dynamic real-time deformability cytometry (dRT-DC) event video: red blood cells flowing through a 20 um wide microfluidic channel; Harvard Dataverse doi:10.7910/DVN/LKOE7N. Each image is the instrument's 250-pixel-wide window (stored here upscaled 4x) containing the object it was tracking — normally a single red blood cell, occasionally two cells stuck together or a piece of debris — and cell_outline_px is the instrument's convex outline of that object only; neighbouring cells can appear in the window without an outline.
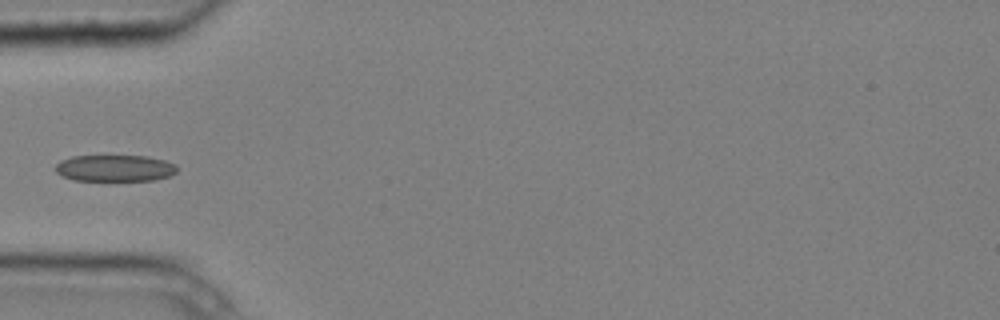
{"species": "common noctule bat (a hibernating species)", "species_latin": "Nyctalus noctula", "temperature_condition": "cold", "stored_images_in_passage": 8, "camera_frame_rate_fps": 3000, "um_per_image_px": 0.085, "animal": {"sex": "male", "body_mass_g": 20.4}, "frame": {"image": 1, "passage_image": 5, "time_ms": 1.333, "image_size_px": [1000, 320], "cell_outline_px": [[176, 172], [168, 176], [152, 180], [76, 180], [64, 176], [56, 172], [56, 164], [60, 160], [72, 156], [148, 156], [164, 160], [176, 164]], "centroid_in_image_um": [9.76, 14.28], "position_along_channel_um": 75.2, "area_um2": 18.61}}
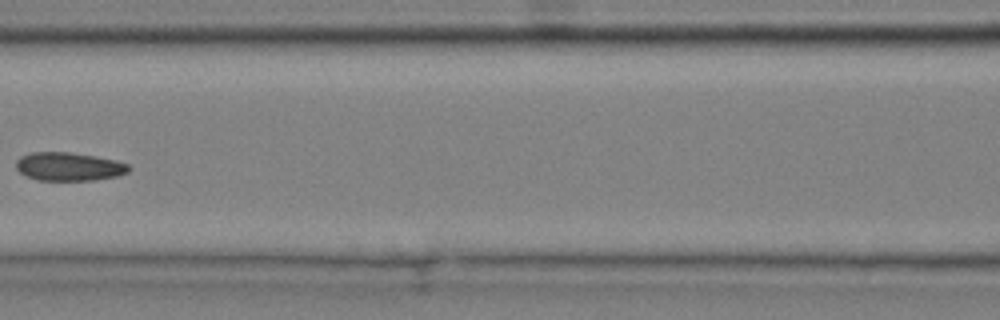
{"frame": {"image": 2, "passage_image": 7, "time_ms": 2.0, "image_size_px": [1000, 320], "cell_outline_px": [[132, 168], [128, 172], [116, 176], [92, 180], [36, 180], [20, 172], [16, 168], [16, 160], [20, 156], [32, 152], [68, 152], [96, 156], [116, 160], [128, 164]], "centroid_in_image_um": [5.86, 14.15], "position_along_channel_um": 160.7, "area_um2": 18.67}}
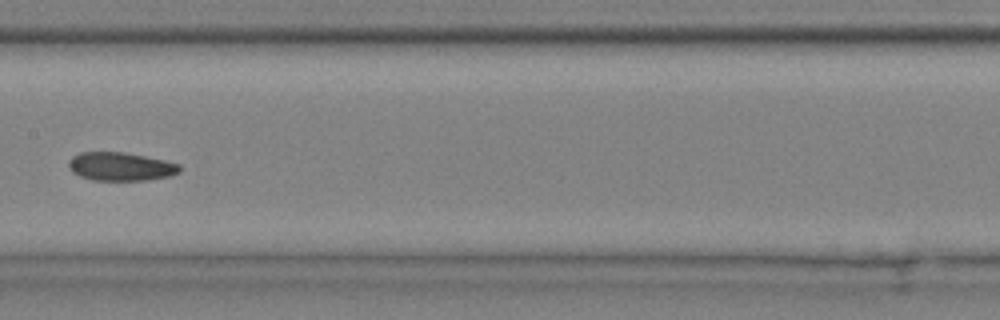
{"frame": {"image": 3, "passage_image": 8, "time_ms": 2.333, "image_size_px": [1000, 320], "cell_outline_px": [[180, 172], [172, 176], [148, 180], [92, 180], [80, 176], [72, 172], [68, 168], [68, 160], [72, 156], [80, 152], [124, 152], [164, 160], [180, 164]], "centroid_in_image_um": [10.24, 14.16], "position_along_channel_um": 197.2, "area_um2": 18.55}}